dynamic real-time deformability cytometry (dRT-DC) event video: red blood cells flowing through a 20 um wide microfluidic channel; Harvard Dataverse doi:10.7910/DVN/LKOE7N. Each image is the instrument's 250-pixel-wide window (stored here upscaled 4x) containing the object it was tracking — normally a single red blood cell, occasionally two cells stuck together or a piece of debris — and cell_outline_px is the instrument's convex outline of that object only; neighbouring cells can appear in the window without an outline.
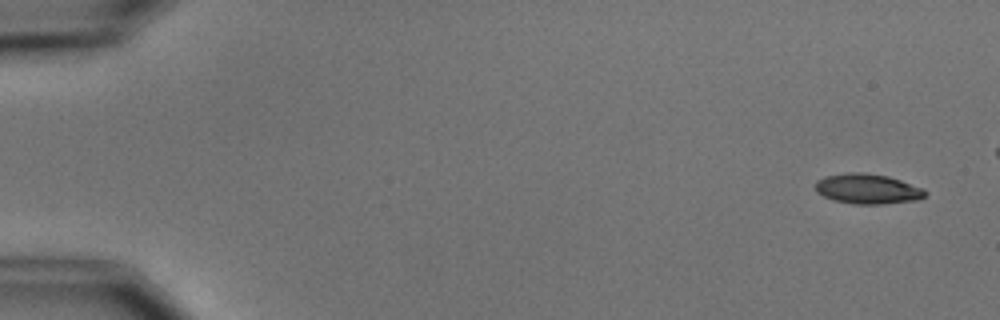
{"species": "common noctule bat (a hibernating species)", "species_latin": "Nyctalus noctula", "temperature_condition": "cold", "stored_images_in_passage": 5, "camera_frame_rate_fps": 3000, "um_per_image_px": 0.085, "animal": {"sex": "male", "body_mass_g": 15.6}, "frame": {"image": 1, "passage_image": 1, "time_ms": 0.0, "image_size_px": [1000, 320], "cell_outline_px": [[928, 192], [920, 200], [880, 204], [852, 204], [832, 200], [816, 192], [816, 180], [824, 176], [848, 172], [860, 172], [888, 176], [924, 188]], "centroid_in_image_um": [73.74, 16.06], "position_along_channel_um": 11.3, "area_um2": 19.42}}